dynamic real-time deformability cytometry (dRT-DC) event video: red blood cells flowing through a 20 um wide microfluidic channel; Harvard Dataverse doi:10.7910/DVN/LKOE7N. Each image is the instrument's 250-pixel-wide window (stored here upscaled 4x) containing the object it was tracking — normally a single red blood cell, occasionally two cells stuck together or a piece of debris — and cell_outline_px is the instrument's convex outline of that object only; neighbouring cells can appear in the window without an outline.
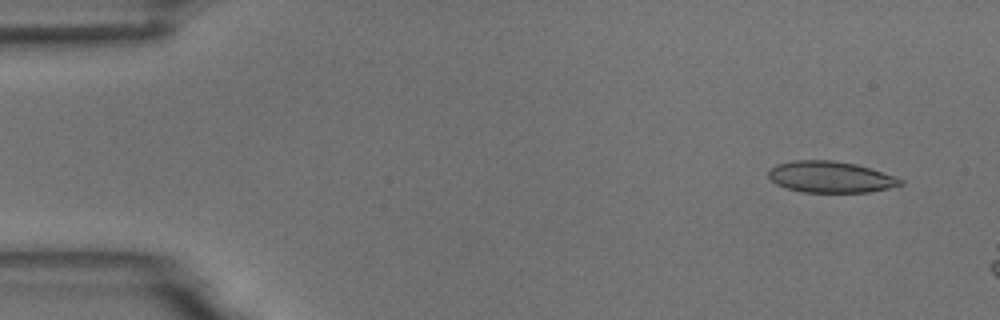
{"species": "common noctule bat (a hibernating species)", "species_latin": "Nyctalus noctula", "temperature_condition": "room temperature", "stored_images_in_passage": 5, "camera_frame_rate_fps": 3000, "um_per_image_px": 0.085, "animal": {"sex": "male", "body_mass_g": 18.8}, "frame": {"image": 1, "passage_image": 2, "time_ms": 1.0, "image_size_px": [1000, 320], "cell_outline_px": [[904, 184], [888, 188], [868, 192], [804, 192], [784, 188], [776, 184], [768, 176], [768, 168], [776, 164], [796, 160], [832, 160], [856, 164], [904, 180]], "centroid_in_image_um": [70.53, 15.04], "position_along_channel_um": 14.5, "area_um2": 23.99}}